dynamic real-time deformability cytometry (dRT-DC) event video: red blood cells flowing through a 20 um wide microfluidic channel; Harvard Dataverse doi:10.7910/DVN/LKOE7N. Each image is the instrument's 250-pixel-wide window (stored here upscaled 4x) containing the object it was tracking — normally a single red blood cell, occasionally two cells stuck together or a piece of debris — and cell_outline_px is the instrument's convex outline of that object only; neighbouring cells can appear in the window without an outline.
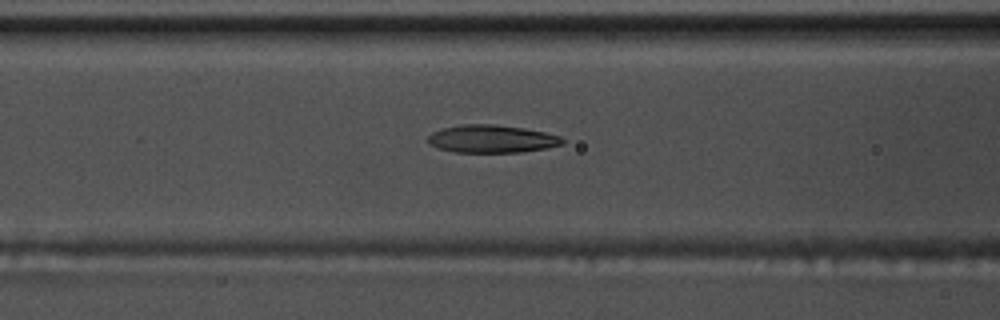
{"species": "common noctule bat (a hibernating species)", "species_latin": "Nyctalus noctula", "temperature_condition": "warm", "stored_images_in_passage": 40, "camera_frame_rate_fps": 3000, "um_per_image_px": 0.085, "animal": {"sex": "male", "body_mass_g": 17.5, "forearm_length_mm": 52.3}, "frame": {"image": 1, "passage_image": 11, "time_ms": 3.333, "image_size_px": [1000, 320], "cell_outline_px": [[564, 144], [544, 148], [520, 152], [456, 152], [440, 148], [428, 144], [428, 136], [432, 132], [444, 128], [464, 124], [492, 124], [524, 128], [544, 132], [560, 136], [564, 140]], "centroid_in_image_um": [41.8, 11.8], "position_along_channel_um": 124.8, "area_um2": 21.56}}
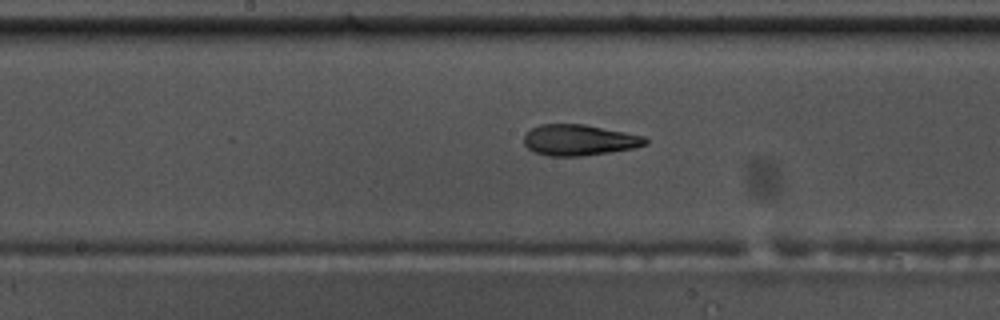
{"frame": {"image": 2, "passage_image": 17, "time_ms": 5.333, "image_size_px": [1000, 320], "cell_outline_px": [[648, 144], [636, 148], [584, 156], [548, 156], [532, 152], [524, 144], [524, 136], [532, 128], [540, 124], [584, 124], [644, 136], [648, 140]], "centroid_in_image_um": [49.23, 11.91], "position_along_channel_um": 199.0, "area_um2": 22.02}}
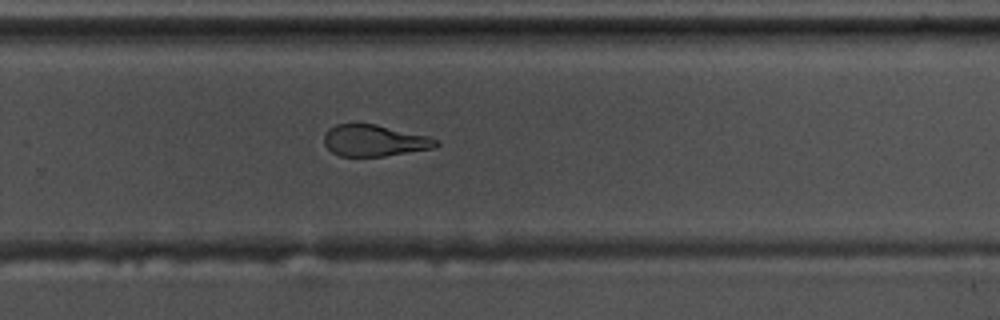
{"frame": {"image": 3, "passage_image": 25, "time_ms": 8.0, "image_size_px": [1000, 320], "cell_outline_px": [[440, 144], [432, 148], [384, 156], [340, 156], [332, 152], [324, 144], [324, 136], [328, 128], [336, 124], [376, 124], [428, 136], [440, 140]], "centroid_in_image_um": [31.82, 11.94], "position_along_channel_um": 298.0, "area_um2": 20.46}, "authors_computed_cell_mechanics": {"area_um2": 21.7906, "velocity_mm_per_s": 3.723, "shape_relaxation_time_tau1_ms": 5.078, "shape_relaxation_time_tau2_ms": 2.0921, "deformation_change_tau1": 0.2105, "deformation_change_tau2": 0.117}}